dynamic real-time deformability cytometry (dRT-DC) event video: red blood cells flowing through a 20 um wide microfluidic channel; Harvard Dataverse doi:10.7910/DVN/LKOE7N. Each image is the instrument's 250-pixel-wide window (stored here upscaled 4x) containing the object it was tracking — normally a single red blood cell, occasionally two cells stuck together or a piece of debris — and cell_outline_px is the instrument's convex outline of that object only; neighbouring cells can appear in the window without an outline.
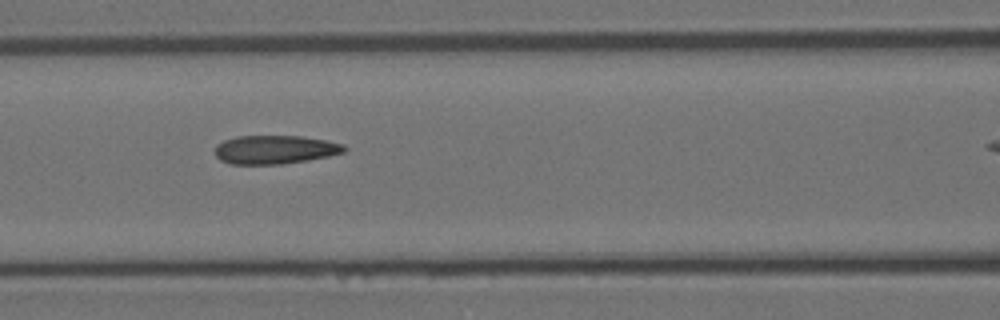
{"species": "Egyptian fruit bat (a non-hibernating species)", "species_latin": "Rousettus aegyptiacus", "temperature_condition": "room temperature", "stored_images_in_passage": 11, "camera_frame_rate_fps": 3000, "um_per_image_px": 0.085, "animal": {"sex": "female"}, "frame": {"image": 1, "passage_image": 5, "time_ms": 1.333, "image_size_px": [1000, 320], "cell_outline_px": [[348, 148], [344, 152], [328, 156], [308, 160], [280, 164], [228, 164], [220, 160], [216, 156], [216, 144], [224, 140], [236, 136], [300, 136], [324, 140], [344, 144]], "centroid_in_image_um": [23.36, 12.72], "position_along_channel_um": 143.2, "area_um2": 21.56}}
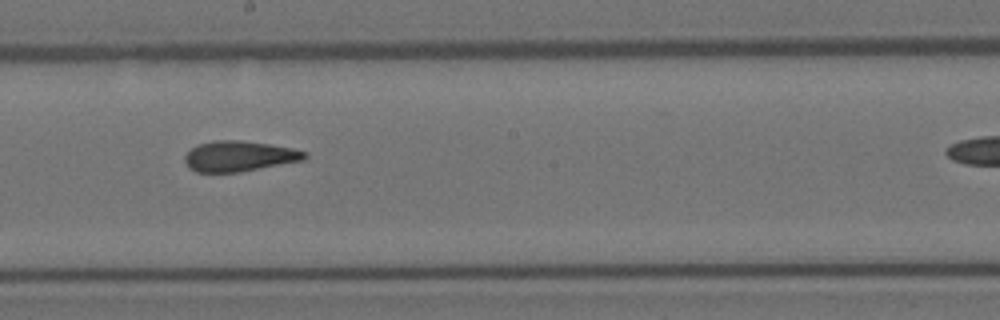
{"frame": {"image": 2, "passage_image": 7, "time_ms": 2.0, "image_size_px": [1000, 320], "cell_outline_px": [[308, 156], [304, 160], [240, 172], [196, 172], [188, 168], [184, 160], [184, 156], [192, 148], [200, 144], [216, 140], [240, 140], [268, 144], [292, 148], [308, 152]], "centroid_in_image_um": [20.34, 13.28], "position_along_channel_um": 227.9, "area_um2": 21.27}}
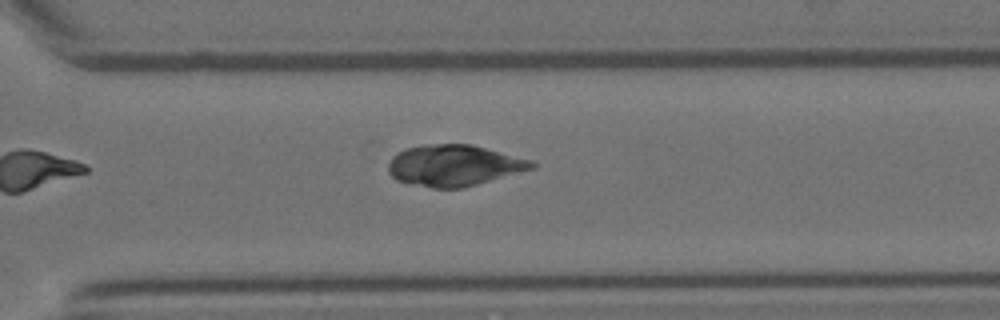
{"frame": {"image": 3, "passage_image": 11, "time_ms": 3.333, "image_size_px": [1000, 320], "cell_outline_px": [[536, 168], [464, 188], [432, 188], [396, 180], [388, 172], [388, 164], [392, 156], [404, 148], [424, 144], [472, 144], [532, 160], [536, 164]], "centroid_in_image_um": [38.6, 14.06], "position_along_channel_um": 332.0, "area_um2": 34.68}}